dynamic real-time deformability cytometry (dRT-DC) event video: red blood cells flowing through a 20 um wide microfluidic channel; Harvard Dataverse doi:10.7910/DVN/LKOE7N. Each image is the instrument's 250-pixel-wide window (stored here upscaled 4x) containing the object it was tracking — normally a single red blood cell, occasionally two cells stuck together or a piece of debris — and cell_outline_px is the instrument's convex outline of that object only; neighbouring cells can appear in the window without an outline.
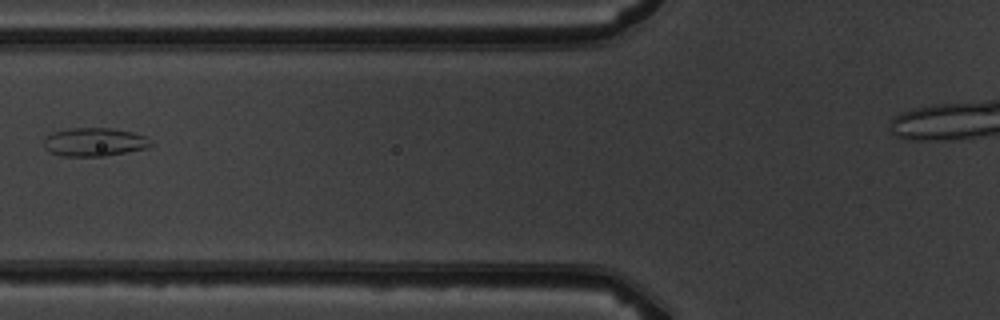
{"species": "common noctule bat (a hibernating species)", "species_latin": "Nyctalus noctula", "temperature_condition": "warm", "stored_images_in_passage": 4, "camera_frame_rate_fps": 3000, "um_per_image_px": 0.085, "animal": {"sex": "male", "body_mass_g": 19.5, "forearm_length_mm": 54.6}, "frame": {"image": 1, "passage_image": 2, "time_ms": 1.333, "image_size_px": [1000, 320], "cell_outline_px": [[152, 144], [148, 148], [104, 156], [60, 156], [44, 148], [44, 140], [52, 132], [68, 128], [112, 128], [132, 132], [144, 136]], "centroid_in_image_um": [8.0, 12.07], "position_along_channel_um": 117.8, "area_um2": 17.63}}
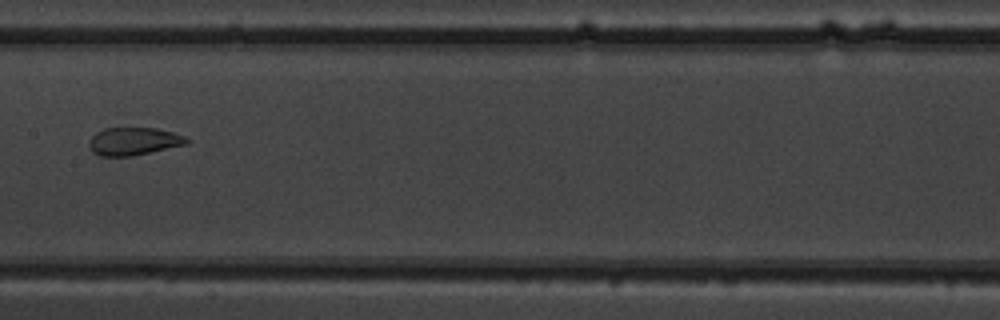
{"frame": {"image": 2, "passage_image": 4, "time_ms": 3.333, "image_size_px": [1000, 320], "cell_outline_px": [[188, 144], [132, 156], [100, 156], [92, 152], [88, 144], [88, 140], [96, 132], [104, 128], [156, 128], [172, 132], [184, 136], [188, 140]], "centroid_in_image_um": [11.33, 12.01], "position_along_channel_um": 196.1, "area_um2": 15.84}}